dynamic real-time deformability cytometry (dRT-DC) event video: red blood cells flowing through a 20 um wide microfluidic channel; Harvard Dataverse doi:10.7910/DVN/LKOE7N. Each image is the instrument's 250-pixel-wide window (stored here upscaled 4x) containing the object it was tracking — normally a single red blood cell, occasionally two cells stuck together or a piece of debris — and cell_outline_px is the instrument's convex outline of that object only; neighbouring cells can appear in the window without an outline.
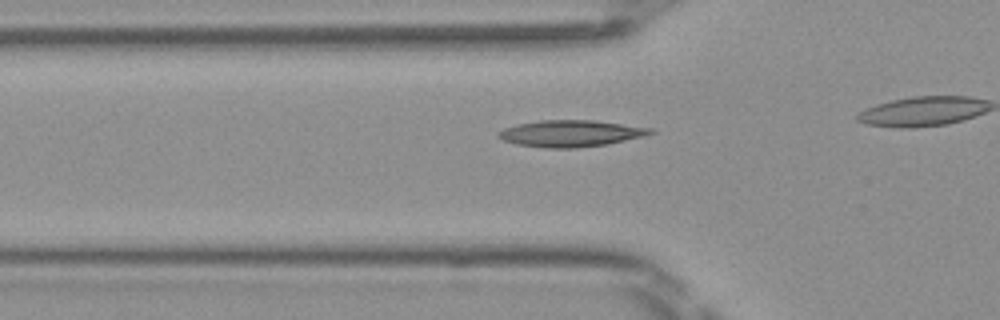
{"species": "Egyptian fruit bat (a non-hibernating species)", "species_latin": "Rousettus aegyptiacus", "temperature_condition": "room temperature", "stored_images_in_passage": 18, "camera_frame_rate_fps": 3000, "um_per_image_px": 0.085, "frame": {"image": 1, "passage_image": 13, "time_ms": 4.0, "image_size_px": [1000, 320], "cell_outline_px": [[656, 132], [644, 136], [608, 144], [576, 148], [544, 148], [516, 144], [504, 140], [496, 136], [496, 132], [504, 128], [516, 124], [540, 120], [592, 120], [652, 128]], "centroid_in_image_um": [48.48, 11.34], "position_along_channel_um": 77.3, "area_um2": 23.64}}
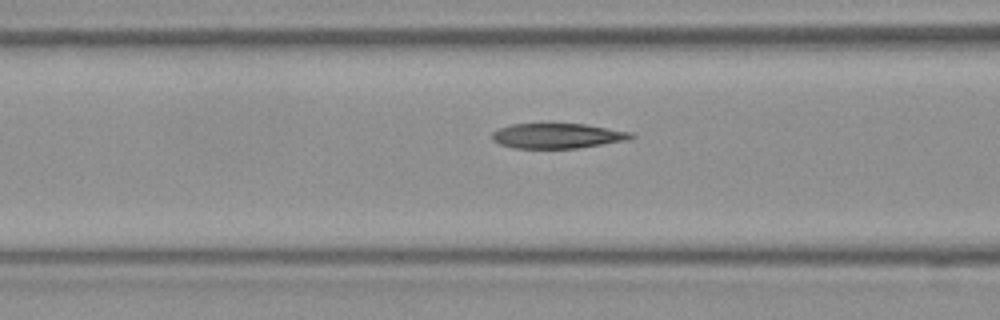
{"frame": {"image": 2, "passage_image": 16, "time_ms": 5.0, "image_size_px": [1000, 320], "cell_outline_px": [[636, 136], [628, 140], [576, 148], [512, 148], [500, 144], [492, 140], [492, 132], [500, 128], [512, 124], [584, 124], [632, 132]], "centroid_in_image_um": [47.38, 11.55], "position_along_channel_um": 119.2, "area_um2": 20.17}}